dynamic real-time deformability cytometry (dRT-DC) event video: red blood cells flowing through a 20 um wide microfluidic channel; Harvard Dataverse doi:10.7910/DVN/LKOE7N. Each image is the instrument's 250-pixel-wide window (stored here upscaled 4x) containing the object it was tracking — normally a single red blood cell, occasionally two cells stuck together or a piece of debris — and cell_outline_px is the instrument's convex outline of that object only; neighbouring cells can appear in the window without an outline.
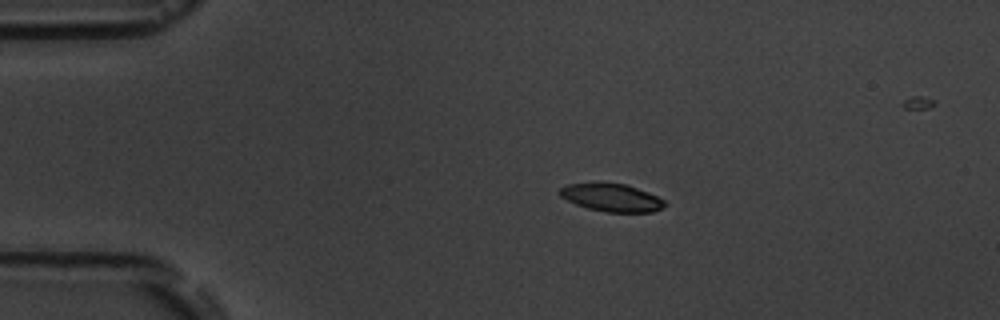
{"species": "common noctule bat (a hibernating species)", "species_latin": "Nyctalus noctula", "temperature_condition": "room temperature", "stored_images_in_passage": 7, "camera_frame_rate_fps": 3000, "um_per_image_px": 0.085, "animal": {"sex": "male", "body_mass_g": 19.5, "forearm_length_mm": 54.6}, "frame": {"image": 1, "passage_image": 1, "time_ms": 0.0, "image_size_px": [1000, 320], "cell_outline_px": [[668, 204], [652, 212], [608, 212], [588, 208], [576, 204], [560, 196], [556, 192], [560, 188], [568, 184], [596, 180], [600, 180], [628, 184], [648, 192], [664, 200]], "centroid_in_image_um": [51.94, 16.74], "position_along_channel_um": 33.1, "area_um2": 17.63}}
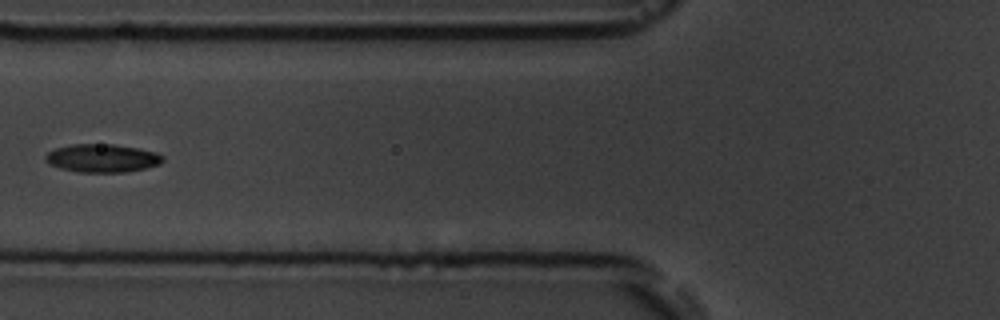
{"frame": {"image": 2, "passage_image": 4, "time_ms": 3.667, "image_size_px": [1000, 320], "cell_outline_px": [[164, 160], [160, 164], [144, 168], [124, 172], [80, 172], [60, 168], [48, 164], [44, 160], [44, 156], [48, 152], [56, 148], [72, 144], [112, 144], [136, 148], [156, 152], [164, 156]], "centroid_in_image_um": [8.66, 13.44], "position_along_channel_um": 117.1, "area_um2": 19.25}}
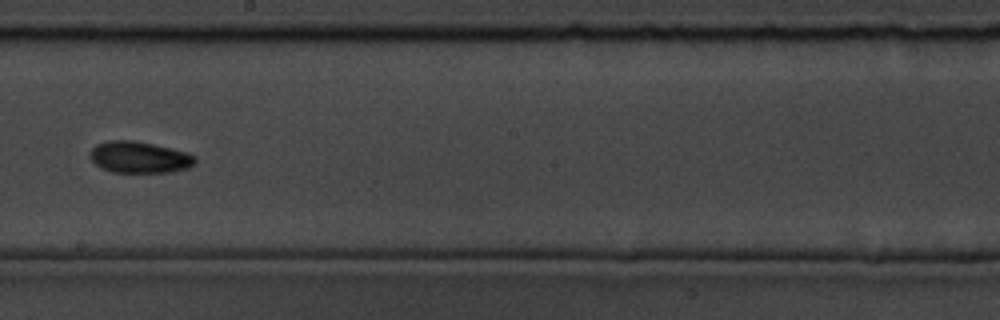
{"frame": {"image": 3, "passage_image": 7, "time_ms": 7.0, "image_size_px": [1000, 320], "cell_outline_px": [[196, 164], [188, 168], [168, 172], [112, 172], [100, 168], [88, 156], [92, 148], [96, 144], [108, 140], [132, 140], [152, 144], [188, 152], [196, 156]], "centroid_in_image_um": [11.84, 13.36], "position_along_channel_um": 236.4, "area_um2": 19.42}}